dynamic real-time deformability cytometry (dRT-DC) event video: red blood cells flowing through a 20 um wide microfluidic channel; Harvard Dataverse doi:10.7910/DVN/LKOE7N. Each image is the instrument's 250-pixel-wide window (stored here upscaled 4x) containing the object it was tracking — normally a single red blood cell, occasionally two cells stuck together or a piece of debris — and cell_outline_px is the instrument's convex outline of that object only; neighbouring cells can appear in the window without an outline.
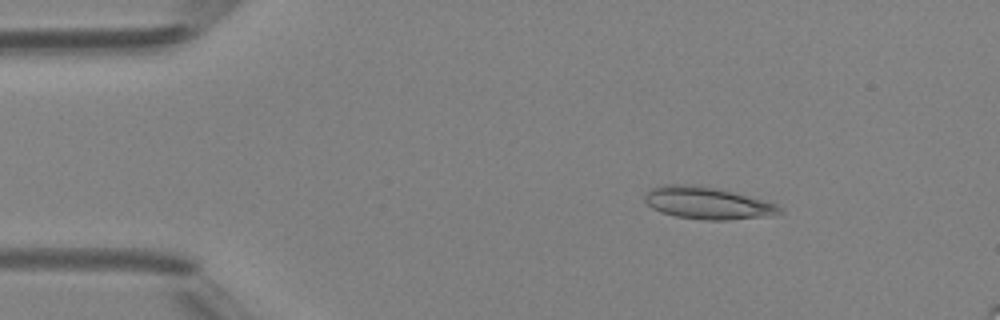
{"species": "Egyptian fruit bat (a non-hibernating species)", "species_latin": "Rousettus aegyptiacus", "temperature_condition": "room temperature", "stored_images_in_passage": 3, "camera_frame_rate_fps": 3000, "um_per_image_px": 0.085, "animal": {"sex": "female"}, "frame": {"image": 1, "passage_image": 2, "time_ms": 1.333, "image_size_px": [1000, 320], "cell_outline_px": [[784, 212], [768, 216], [728, 220], [708, 220], [676, 216], [660, 212], [652, 208], [644, 200], [644, 196], [652, 188], [668, 184], [684, 184], [712, 188], [732, 192], [776, 204]], "centroid_in_image_um": [60.1, 17.27], "position_along_channel_um": 24.9, "area_um2": 24.68}}